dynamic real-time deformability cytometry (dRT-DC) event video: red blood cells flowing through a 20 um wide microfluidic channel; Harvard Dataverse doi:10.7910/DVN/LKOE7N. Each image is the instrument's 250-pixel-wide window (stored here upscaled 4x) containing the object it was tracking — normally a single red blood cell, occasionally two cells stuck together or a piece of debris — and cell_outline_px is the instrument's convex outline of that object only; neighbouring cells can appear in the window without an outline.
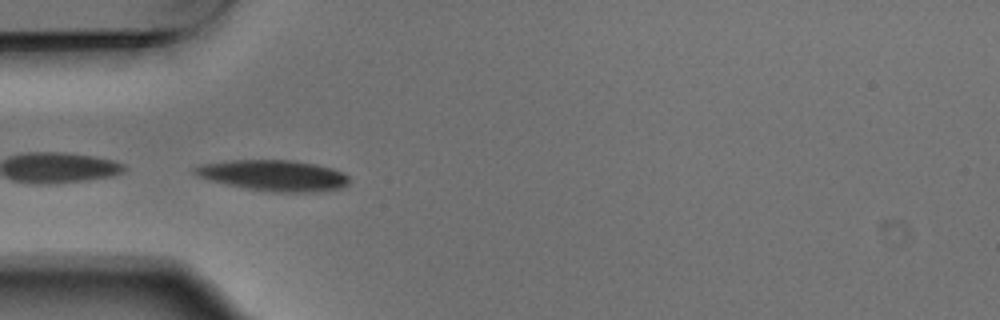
{"species": "Egyptian fruit bat (a non-hibernating species)", "species_latin": "Rousettus aegyptiacus", "temperature_condition": "warm", "stored_images_in_passage": 6, "camera_frame_rate_fps": 3000, "um_per_image_px": 0.085, "animal": {"sex": "male"}, "frame": {"image": 1, "passage_image": 5, "time_ms": 1.333, "image_size_px": [1000, 320], "cell_outline_px": [[348, 184], [340, 188], [312, 192], [276, 192], [244, 188], [208, 180], [196, 176], [192, 172], [192, 168], [196, 164], [228, 160], [292, 160], [316, 164], [332, 168], [344, 172], [348, 176]], "centroid_in_image_um": [23.19, 14.9], "position_along_channel_um": 61.8, "area_um2": 28.09}}